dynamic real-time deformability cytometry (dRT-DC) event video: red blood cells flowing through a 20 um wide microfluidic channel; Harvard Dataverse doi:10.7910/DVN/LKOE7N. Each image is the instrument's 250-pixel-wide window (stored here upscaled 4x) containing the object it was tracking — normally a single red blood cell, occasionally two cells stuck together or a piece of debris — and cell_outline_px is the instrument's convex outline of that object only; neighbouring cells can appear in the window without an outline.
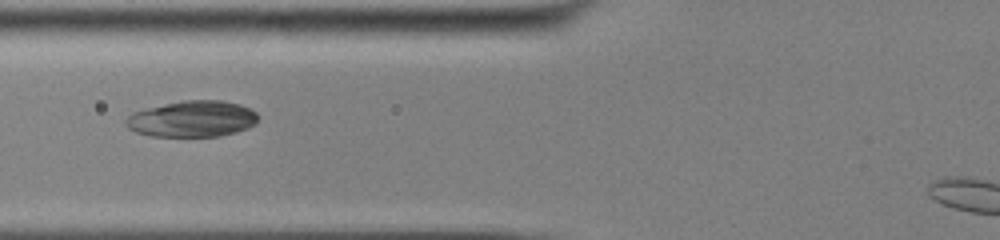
{"species": "common noctule bat (a hibernating species)", "species_latin": "Nyctalus noctula", "temperature_condition": "cold", "stored_images_in_passage": 51, "camera_frame_rate_fps": 3000, "um_per_image_px": 0.085, "animal": {"sex": "male", "body_mass_g": 13.0, "forearm_length_mm": 53.1}, "frame": {"image": 1, "passage_image": 23, "time_ms": 7.333, "image_size_px": [1000, 240], "cell_outline_px": [[256, 124], [248, 128], [236, 132], [220, 136], [152, 136], [136, 132], [128, 128], [124, 124], [124, 120], [132, 112], [164, 104], [184, 100], [220, 100], [240, 104], [256, 112]], "centroid_in_image_um": [16.32, 10.11], "position_along_channel_um": 109.5, "area_um2": 27.86}}
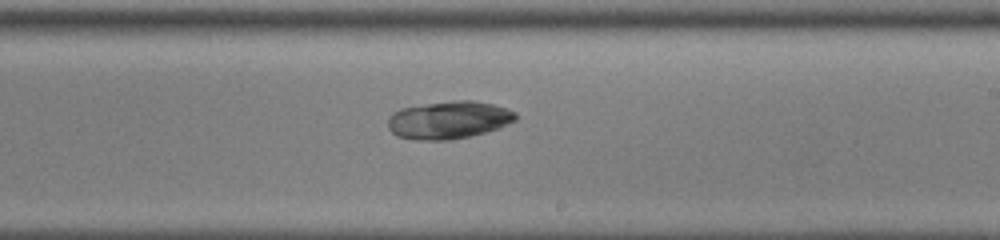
{"frame": {"image": 2, "passage_image": 34, "time_ms": 11.0, "image_size_px": [1000, 240], "cell_outline_px": [[516, 120], [500, 128], [468, 136], [448, 140], [416, 140], [396, 136], [388, 128], [388, 116], [392, 112], [400, 108], [452, 100], [472, 100], [492, 104], [516, 112]], "centroid_in_image_um": [38.1, 10.19], "position_along_channel_um": 250.9, "area_um2": 28.09}}
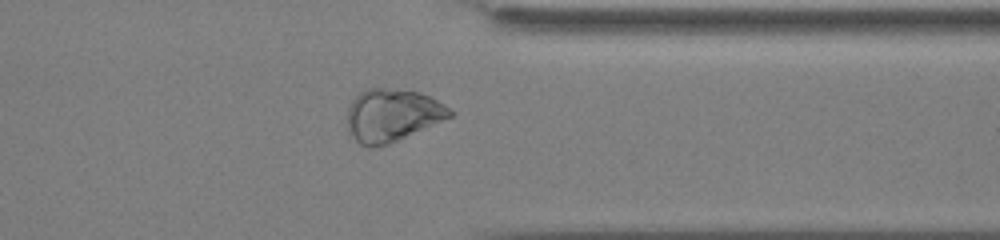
{"frame": {"image": 3, "passage_image": 44, "time_ms": 14.333, "image_size_px": [1000, 240], "cell_outline_px": [[456, 112], [452, 116], [388, 144], [372, 148], [368, 148], [360, 144], [348, 132], [348, 104], [364, 88], [384, 88], [420, 92], [444, 104]], "centroid_in_image_um": [33.31, 9.79], "position_along_channel_um": 378.1, "area_um2": 31.39}}